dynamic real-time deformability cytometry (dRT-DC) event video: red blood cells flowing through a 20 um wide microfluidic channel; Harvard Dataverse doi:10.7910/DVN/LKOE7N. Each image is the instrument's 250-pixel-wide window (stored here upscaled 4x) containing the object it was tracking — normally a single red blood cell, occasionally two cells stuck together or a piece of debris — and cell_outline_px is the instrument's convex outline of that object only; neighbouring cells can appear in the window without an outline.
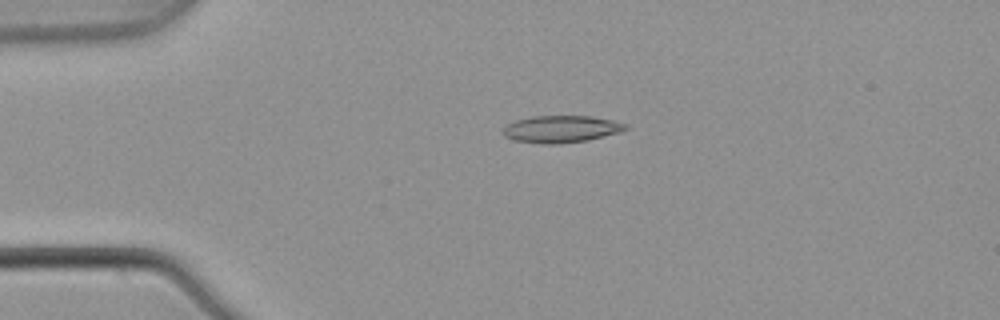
{"species": "common noctule bat (a hibernating species)", "species_latin": "Nyctalus noctula", "temperature_condition": "warm", "stored_images_in_passage": 2, "camera_frame_rate_fps": 3000, "um_per_image_px": 0.085, "animal": {"sex": "male", "body_mass_g": 21.5, "forearm_length_mm": 52.0}, "frame": {"image": 1, "passage_image": 1, "time_ms": 0.0, "image_size_px": [1000, 320], "cell_outline_px": [[628, 128], [620, 132], [588, 140], [556, 144], [544, 144], [516, 140], [504, 136], [504, 128], [508, 124], [516, 120], [532, 116], [592, 116], [612, 120], [628, 124]], "centroid_in_image_um": [47.74, 10.96], "position_along_channel_um": 37.3, "area_um2": 19.19}}